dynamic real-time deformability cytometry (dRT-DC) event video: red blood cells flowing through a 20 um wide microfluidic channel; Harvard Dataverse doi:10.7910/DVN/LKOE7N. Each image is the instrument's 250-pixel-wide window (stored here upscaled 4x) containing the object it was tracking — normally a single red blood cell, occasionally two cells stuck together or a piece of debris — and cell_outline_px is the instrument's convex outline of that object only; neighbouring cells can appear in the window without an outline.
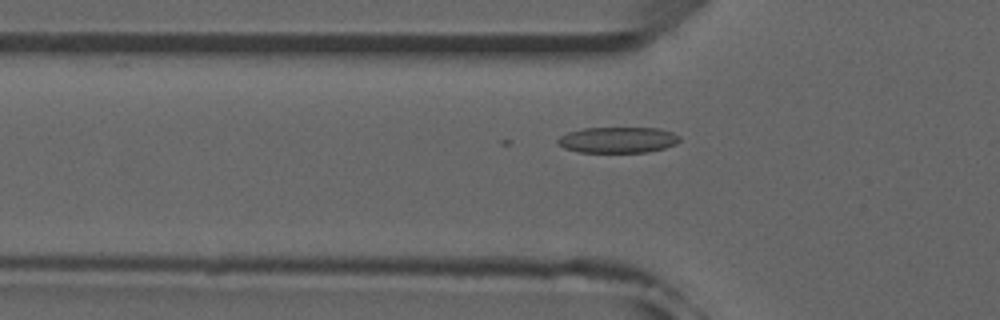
{"species": "common noctule bat (a hibernating species)", "species_latin": "Nyctalus noctula", "temperature_condition": "room temperature", "stored_images_in_passage": 53, "camera_frame_rate_fps": 3000, "um_per_image_px": 0.085, "animal": {"sex": "male", "forearm_length_mm": 52.5}, "frame": {"image": 1, "passage_image": 18, "time_ms": 5.667, "image_size_px": [1000, 320], "cell_outline_px": [[680, 140], [676, 144], [664, 148], [648, 152], [580, 152], [564, 148], [556, 140], [560, 136], [568, 132], [584, 128], [660, 128], [672, 132], [680, 136]], "centroid_in_image_um": [52.54, 11.89], "position_along_channel_um": 73.3, "area_um2": 18.38}}
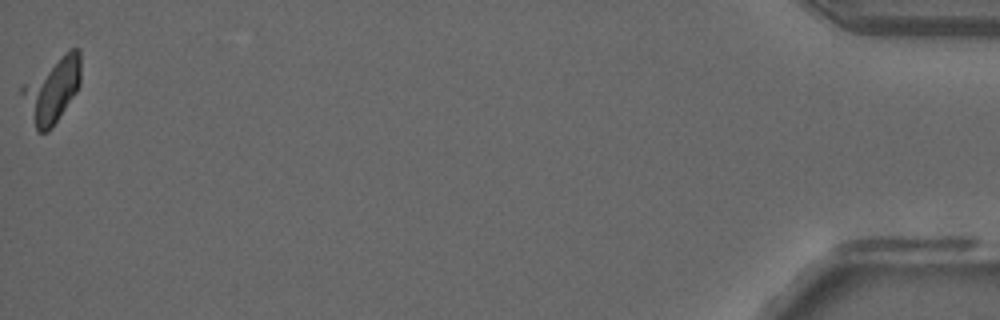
{"frame": {"image": 2, "passage_image": 53, "time_ms": 17.333, "image_size_px": [1000, 320], "cell_outline_px": [[80, 84], [76, 92], [52, 128], [48, 132], [36, 132], [20, 92], [20, 88], [24, 84], [68, 48], [76, 48], [80, 52]], "centroid_in_image_um": [4.44, 7.64], "position_along_channel_um": 430.8, "area_um2": 22.08}}